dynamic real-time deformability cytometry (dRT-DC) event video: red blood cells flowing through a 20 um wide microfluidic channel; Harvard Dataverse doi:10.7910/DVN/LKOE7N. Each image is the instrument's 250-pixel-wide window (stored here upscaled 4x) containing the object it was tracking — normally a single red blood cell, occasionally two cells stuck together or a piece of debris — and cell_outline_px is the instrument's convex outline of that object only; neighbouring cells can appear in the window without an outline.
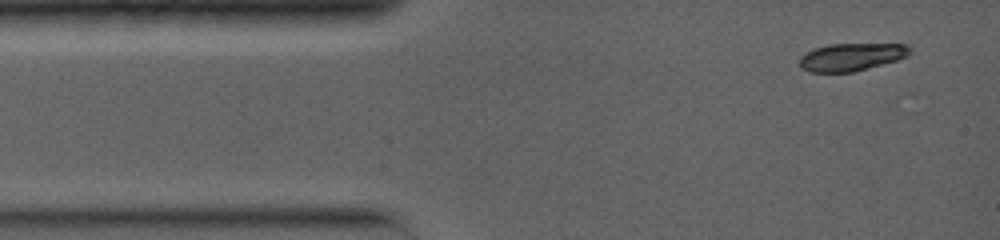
{"species": "common noctule bat (a hibernating species)", "species_latin": "Nyctalus noctula", "temperature_condition": "warm", "stored_images_in_passage": 4, "camera_frame_rate_fps": 5000, "um_per_image_px": 0.085, "animal": {"sex": "female", "body_mass_g": 19.0, "forearm_length_mm": 56.7}, "frame": {"image": 1, "passage_image": 1, "time_ms": 0.0, "image_size_px": [1000, 240], "cell_outline_px": [[912, 52], [908, 56], [896, 60], [852, 72], [808, 72], [800, 68], [800, 56], [816, 48], [828, 44], [912, 44]], "centroid_in_image_um": [72.4, 4.83], "position_along_channel_um": 12.6, "area_um2": 17.8}}